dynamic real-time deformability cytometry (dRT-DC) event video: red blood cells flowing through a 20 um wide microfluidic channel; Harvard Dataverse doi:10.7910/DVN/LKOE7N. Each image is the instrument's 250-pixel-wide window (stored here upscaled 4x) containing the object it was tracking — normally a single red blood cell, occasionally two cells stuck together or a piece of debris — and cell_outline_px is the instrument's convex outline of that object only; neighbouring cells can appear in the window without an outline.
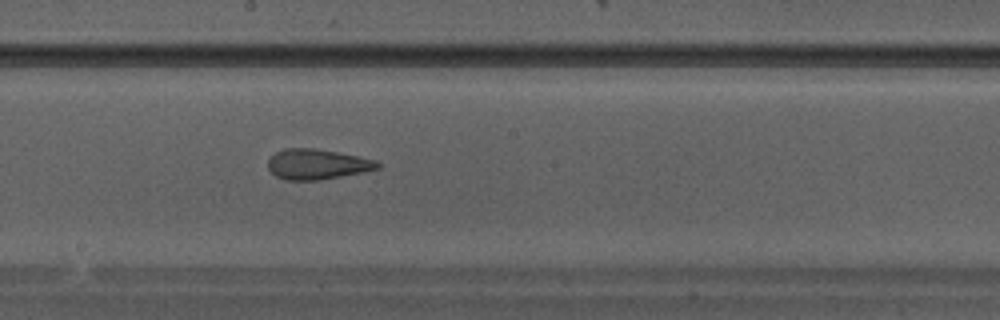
{"species": "Egyptian fruit bat (a non-hibernating species)", "species_latin": "Rousettus aegyptiacus", "temperature_condition": "warm", "stored_images_in_passage": 31, "camera_frame_rate_fps": 3000, "um_per_image_px": 0.085, "animal": {"sex": "male"}, "frame": {"image": 1, "passage_image": 18, "time_ms": 5.667, "image_size_px": [1000, 320], "cell_outline_px": [[380, 168], [320, 180], [288, 180], [276, 176], [268, 168], [268, 160], [276, 152], [284, 148], [316, 148], [376, 160], [380, 164]], "centroid_in_image_um": [26.93, 13.95], "position_along_channel_um": 221.3, "area_um2": 19.07}}